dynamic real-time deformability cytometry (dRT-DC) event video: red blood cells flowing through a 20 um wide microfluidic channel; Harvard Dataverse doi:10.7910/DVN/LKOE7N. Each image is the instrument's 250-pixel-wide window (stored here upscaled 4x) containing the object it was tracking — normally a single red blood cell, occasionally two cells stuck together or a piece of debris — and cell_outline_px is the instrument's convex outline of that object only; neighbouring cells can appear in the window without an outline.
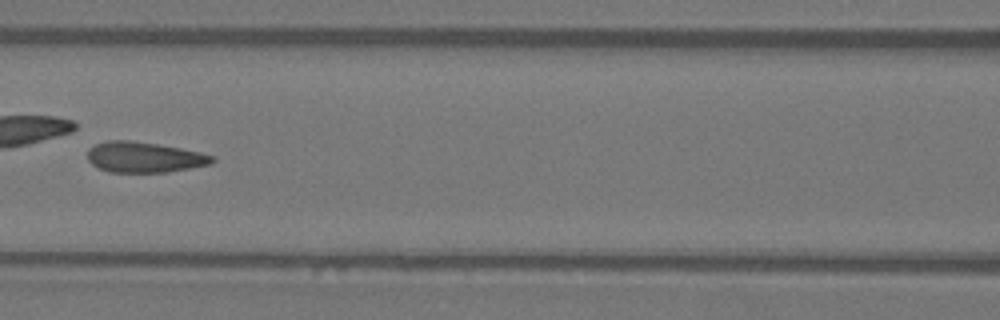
{"species": "Egyptian fruit bat (a non-hibernating species)", "species_latin": "Rousettus aegyptiacus", "temperature_condition": "warm", "stored_images_in_passage": 26, "camera_frame_rate_fps": 3000, "um_per_image_px": 0.085, "animal": {"sex": "female"}, "frame": {"image": 1, "passage_image": 15, "time_ms": 4.667, "image_size_px": [1000, 320], "cell_outline_px": [[216, 160], [212, 164], [168, 172], [108, 172], [92, 164], [88, 160], [88, 148], [96, 144], [108, 140], [128, 140], [156, 144], [180, 148], [200, 152], [216, 156]], "centroid_in_image_um": [12.29, 13.36], "position_along_channel_um": 154.3, "area_um2": 22.25}}